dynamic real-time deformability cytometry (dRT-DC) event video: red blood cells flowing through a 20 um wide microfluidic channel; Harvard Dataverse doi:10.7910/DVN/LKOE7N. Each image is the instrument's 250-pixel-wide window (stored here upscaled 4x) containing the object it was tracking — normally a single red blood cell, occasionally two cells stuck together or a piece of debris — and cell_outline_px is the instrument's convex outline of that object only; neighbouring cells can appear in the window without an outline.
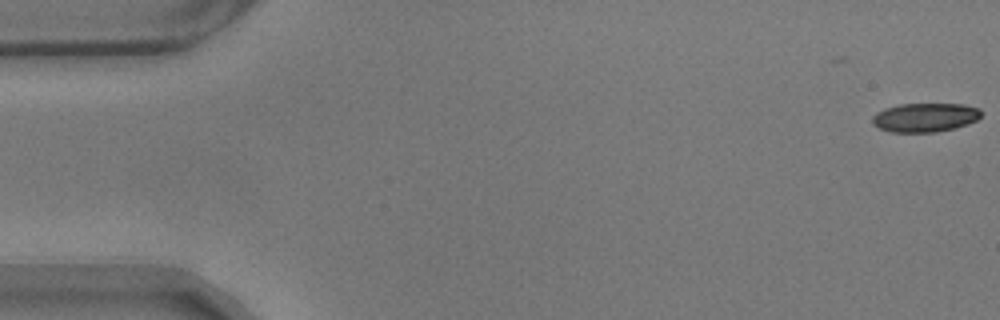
{"species": "common noctule bat (a hibernating species)", "species_latin": "Nyctalus noctula", "temperature_condition": "warm", "stored_images_in_passage": 17, "camera_frame_rate_fps": 3000, "um_per_image_px": 0.085, "animal": {"sex": "male", "body_mass_g": 17.9}, "frame": {"image": 1, "passage_image": 1, "time_ms": 0.0, "image_size_px": [1000, 320], "cell_outline_px": [[980, 116], [976, 120], [968, 124], [956, 128], [936, 132], [892, 132], [880, 128], [872, 124], [872, 116], [876, 112], [884, 108], [900, 104], [964, 104], [980, 108]], "centroid_in_image_um": [78.62, 9.98], "position_along_channel_um": 6.4, "area_um2": 18.44}}
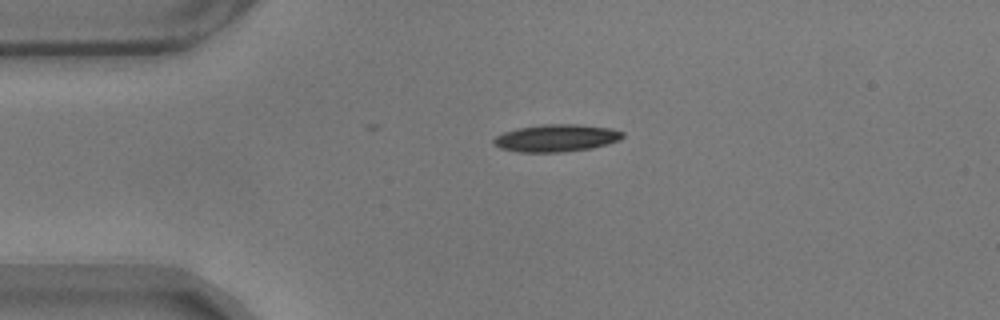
{"frame": {"image": 2, "passage_image": 13, "time_ms": 4.0, "image_size_px": [1000, 320], "cell_outline_px": [[624, 136], [620, 140], [608, 144], [592, 148], [564, 152], [516, 152], [500, 148], [492, 144], [492, 140], [496, 136], [504, 132], [516, 128], [544, 124], [576, 124], [612, 128], [624, 132]], "centroid_in_image_um": [47.28, 11.73], "position_along_channel_um": 37.7, "area_um2": 20.81}}